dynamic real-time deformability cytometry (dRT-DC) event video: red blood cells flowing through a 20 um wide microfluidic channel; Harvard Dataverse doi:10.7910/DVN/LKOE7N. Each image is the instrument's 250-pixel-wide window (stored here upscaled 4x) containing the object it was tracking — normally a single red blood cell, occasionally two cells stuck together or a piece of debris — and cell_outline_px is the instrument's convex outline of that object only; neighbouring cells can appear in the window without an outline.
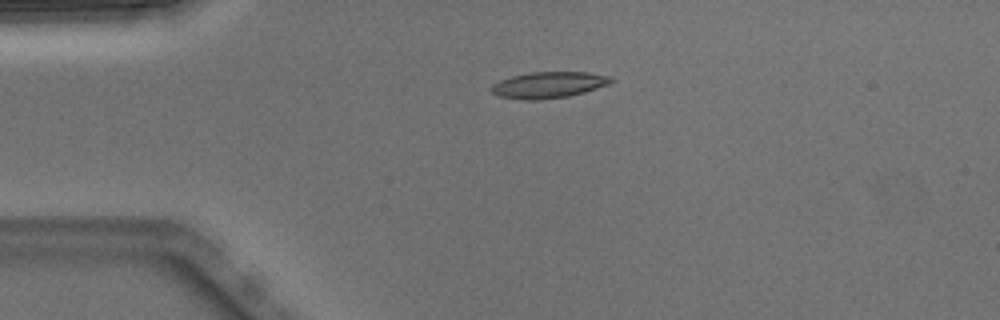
{"species": "Egyptian fruit bat (a non-hibernating species)", "species_latin": "Rousettus aegyptiacus", "temperature_condition": "warm", "stored_images_in_passage": 7, "camera_frame_rate_fps": 3000, "um_per_image_px": 0.085, "animal": {"sex": "male"}, "frame": {"image": 1, "passage_image": 3, "time_ms": 0.667, "image_size_px": [1000, 320], "cell_outline_px": [[616, 80], [608, 84], [584, 92], [568, 96], [540, 100], [520, 100], [500, 96], [492, 92], [488, 88], [492, 84], [500, 80], [512, 76], [528, 72], [588, 72], [612, 76]], "centroid_in_image_um": [46.62, 7.21], "position_along_channel_um": 38.4, "area_um2": 18.5}}
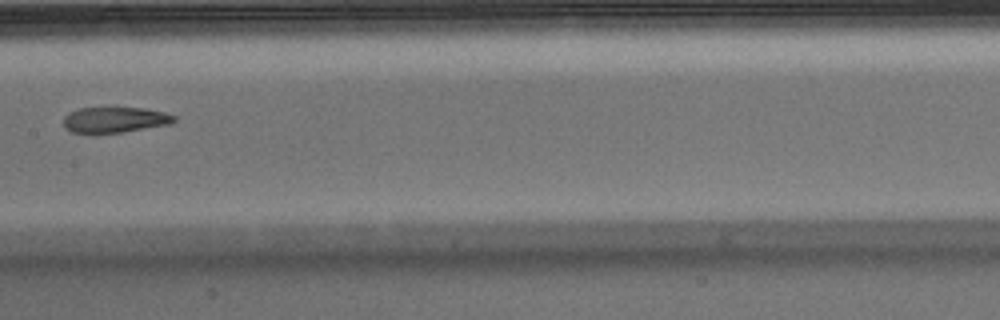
{"frame": {"image": 2, "passage_image": 7, "time_ms": 2.0, "image_size_px": [1000, 320], "cell_outline_px": [[176, 120], [168, 124], [124, 132], [96, 136], [92, 136], [72, 132], [64, 128], [64, 116], [80, 108], [144, 108], [164, 112], [176, 116]], "centroid_in_image_um": [9.7, 10.23], "position_along_channel_um": 197.7, "area_um2": 16.99}}